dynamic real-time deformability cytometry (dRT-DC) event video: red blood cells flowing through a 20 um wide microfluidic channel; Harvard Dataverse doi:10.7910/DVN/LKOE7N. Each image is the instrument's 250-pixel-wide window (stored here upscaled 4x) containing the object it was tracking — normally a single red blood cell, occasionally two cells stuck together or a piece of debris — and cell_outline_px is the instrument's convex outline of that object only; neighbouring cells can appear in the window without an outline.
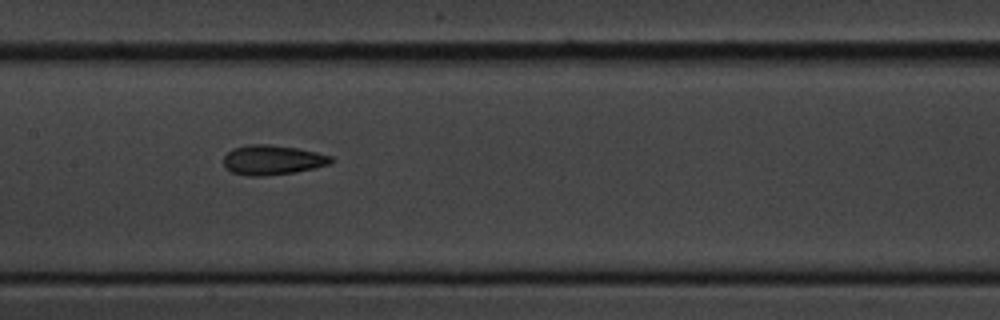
{"species": "common noctule bat (a hibernating species)", "species_latin": "Nyctalus noctula", "temperature_condition": "cold", "stored_images_in_passage": 15, "camera_frame_rate_fps": 3000, "um_per_image_px": 0.085, "animal": {"sex": "male", "body_mass_g": 20.1, "forearm_length_mm": 53.5}, "frame": {"image": 1, "passage_image": 7, "time_ms": 8.0, "image_size_px": [1000, 320], "cell_outline_px": [[332, 164], [296, 172], [264, 176], [248, 176], [232, 172], [224, 168], [224, 156], [232, 148], [248, 144], [268, 144], [296, 148], [316, 152], [332, 156]], "centroid_in_image_um": [23.14, 13.6], "position_along_channel_um": 184.3, "area_um2": 18.73}}
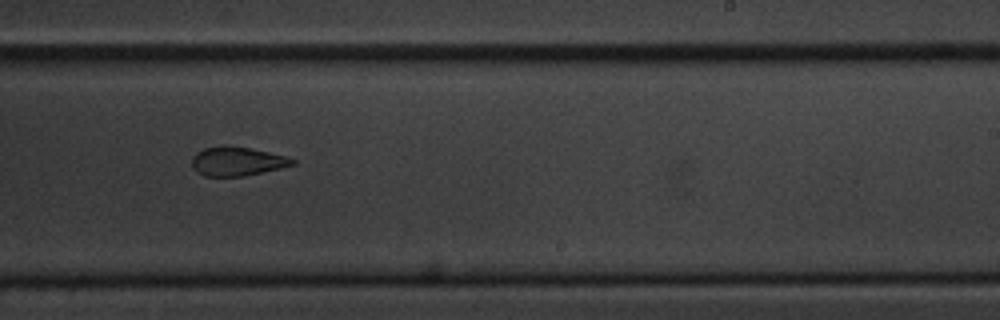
{"frame": {"image": 2, "passage_image": 9, "time_ms": 10.333, "image_size_px": [1000, 320], "cell_outline_px": [[296, 164], [280, 168], [244, 176], [204, 176], [196, 172], [192, 168], [192, 156], [196, 152], [204, 148], [220, 144], [224, 144], [252, 148], [284, 156], [296, 160]], "centroid_in_image_um": [20.1, 13.69], "position_along_channel_um": 268.9, "area_um2": 17.22}}
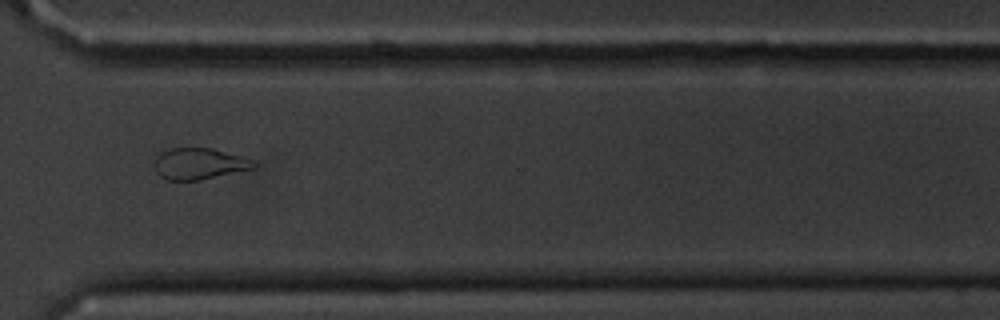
{"frame": {"image": 3, "passage_image": 11, "time_ms": 12.667, "image_size_px": [1000, 320], "cell_outline_px": [[256, 164], [252, 168], [200, 180], [168, 180], [160, 176], [156, 172], [156, 156], [160, 152], [172, 148], [212, 148], [240, 156]], "centroid_in_image_um": [16.86, 13.91], "position_along_channel_um": 353.7, "area_um2": 17.63}, "authors_computed_cell_mechanics": {"area_um2": 17.2244, "velocity_mm_per_s": 3.6317, "shape_relaxation_time_tau1_ms": 4.9437, "shape_relaxation_time_tau2_ms": 4.0709, "deformation_change_tau1": 0.2408, "deformation_change_tau2": 0.1004}}